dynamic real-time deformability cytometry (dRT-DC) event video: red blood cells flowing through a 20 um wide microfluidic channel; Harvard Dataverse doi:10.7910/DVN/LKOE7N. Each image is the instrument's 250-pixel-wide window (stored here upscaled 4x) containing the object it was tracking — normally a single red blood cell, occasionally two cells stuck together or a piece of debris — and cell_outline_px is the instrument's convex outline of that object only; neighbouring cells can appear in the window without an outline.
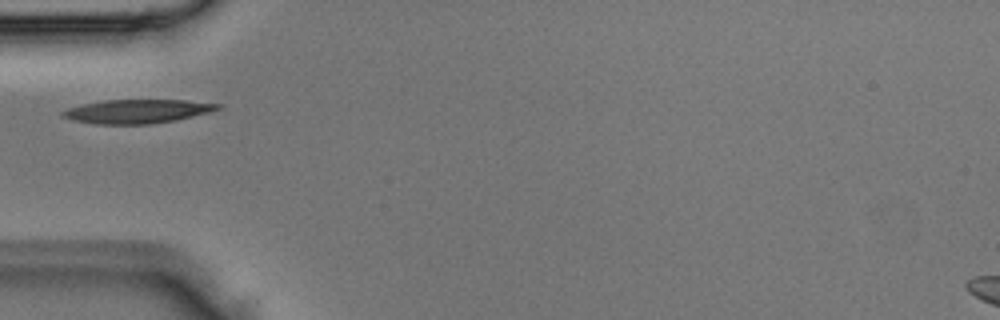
{"species": "Egyptian fruit bat (a non-hibernating species)", "species_latin": "Rousettus aegyptiacus", "temperature_condition": "room temperature", "stored_images_in_passage": 3, "camera_frame_rate_fps": 3000, "um_per_image_px": 0.085, "animal": {"sex": "male"}, "frame": {"image": 1, "passage_image": 3, "time_ms": 0.667, "image_size_px": [1000, 320], "cell_outline_px": [[224, 108], [212, 112], [176, 120], [152, 124], [96, 124], [72, 120], [64, 116], [60, 112], [68, 108], [84, 104], [104, 100], [184, 100], [224, 104]], "centroid_in_image_um": [11.76, 9.46], "position_along_channel_um": 73.2, "area_um2": 21.68}}